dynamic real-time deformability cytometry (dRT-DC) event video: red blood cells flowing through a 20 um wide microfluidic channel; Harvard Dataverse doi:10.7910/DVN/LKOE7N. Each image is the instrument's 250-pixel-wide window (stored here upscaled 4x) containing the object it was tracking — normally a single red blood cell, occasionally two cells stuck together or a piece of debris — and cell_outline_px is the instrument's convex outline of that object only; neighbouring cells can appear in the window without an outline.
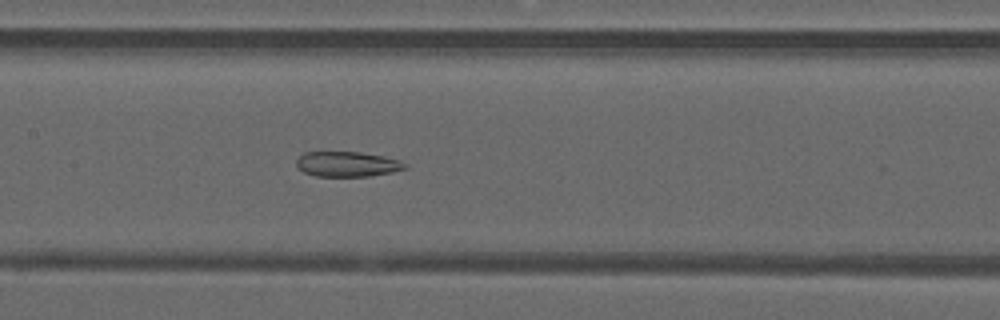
{"species": "common noctule bat (a hibernating species)", "species_latin": "Nyctalus noctula", "temperature_condition": "warm", "stored_images_in_passage": 46, "camera_frame_rate_fps": 3000, "um_per_image_px": 0.085, "animal": {"sex": "male", "forearm_length_mm": 52.5}, "frame": {"image": 1, "passage_image": 21, "time_ms": 6.667, "image_size_px": [1000, 320], "cell_outline_px": [[408, 168], [392, 172], [368, 176], [316, 176], [304, 172], [296, 164], [296, 160], [304, 152], [360, 152], [384, 156], [400, 160], [408, 164]], "centroid_in_image_um": [29.56, 13.94], "position_along_channel_um": 177.8, "area_um2": 15.9}}
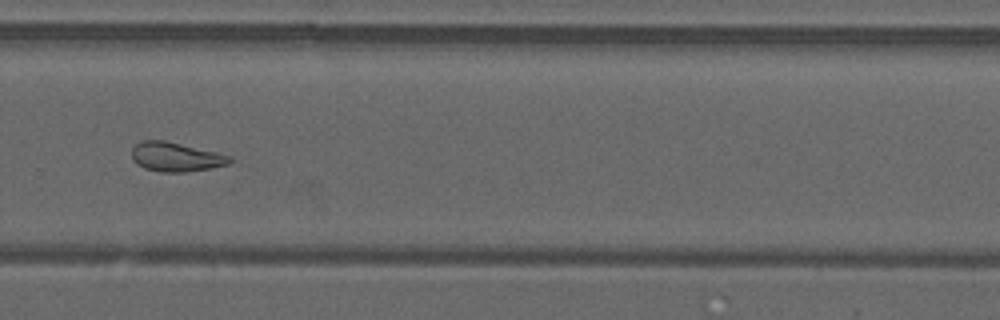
{"frame": {"image": 2, "passage_image": 31, "time_ms": 10.0, "image_size_px": [1000, 320], "cell_outline_px": [[232, 160], [228, 164], [208, 168], [184, 172], [160, 172], [144, 168], [136, 164], [132, 160], [132, 148], [140, 140], [164, 140], [216, 152], [232, 156]], "centroid_in_image_um": [14.9, 13.33], "position_along_channel_um": 314.9, "area_um2": 16.65}}
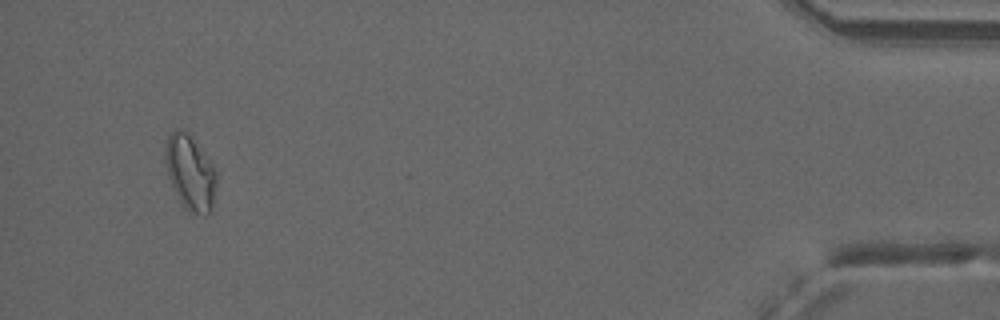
{"frame": {"image": 3, "passage_image": 44, "time_ms": 14.333, "image_size_px": [1000, 320], "cell_outline_px": [[216, 184], [212, 208], [204, 216], [184, 212], [180, 208], [168, 176], [164, 160], [164, 148], [168, 136], [176, 128], [180, 128], [188, 132], [216, 172]], "centroid_in_image_um": [16.11, 14.74], "position_along_channel_um": 419.1, "area_um2": 22.72}, "authors_computed_cell_mechanics": {"area_um2": 19.0162, "velocity_mm_per_s": 4.1267, "shape_relaxation_time_tau1_ms": null, "shape_relaxation_time_tau2_ms": 2.3803, "deformation_change_tau1": null, "deformation_change_tau2": 0.0999}}